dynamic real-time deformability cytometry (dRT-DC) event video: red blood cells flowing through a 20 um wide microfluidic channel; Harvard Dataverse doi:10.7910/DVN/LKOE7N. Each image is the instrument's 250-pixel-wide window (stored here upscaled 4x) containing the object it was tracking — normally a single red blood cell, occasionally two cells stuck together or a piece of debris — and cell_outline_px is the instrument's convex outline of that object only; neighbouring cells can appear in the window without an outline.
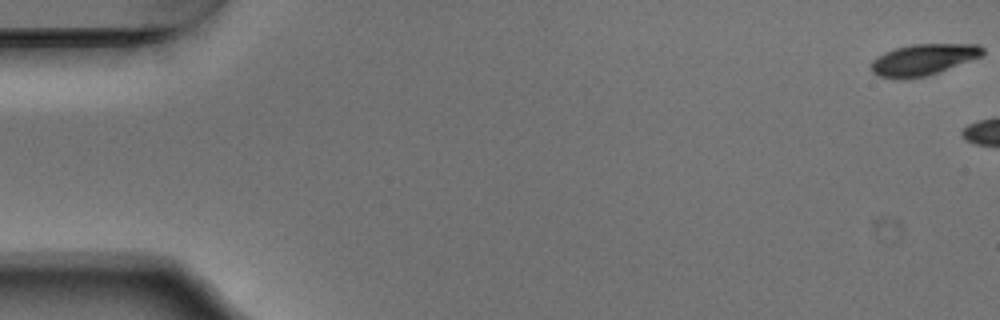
{"species": "Egyptian fruit bat (a non-hibernating species)", "species_latin": "Rousettus aegyptiacus", "temperature_condition": "warm", "stored_images_in_passage": 5, "camera_frame_rate_fps": 3000, "um_per_image_px": 0.085, "animal": {"sex": "male"}, "frame": {"image": 1, "passage_image": 1, "time_ms": 0.0, "image_size_px": [1000, 320], "cell_outline_px": [[984, 52], [980, 56], [940, 72], [928, 76], [908, 80], [904, 80], [876, 76], [872, 72], [872, 60], [876, 56], [884, 52], [896, 48], [912, 44], [980, 44], [984, 48]], "centroid_in_image_um": [78.44, 5.09], "position_along_channel_um": 6.6, "area_um2": 20.58}}